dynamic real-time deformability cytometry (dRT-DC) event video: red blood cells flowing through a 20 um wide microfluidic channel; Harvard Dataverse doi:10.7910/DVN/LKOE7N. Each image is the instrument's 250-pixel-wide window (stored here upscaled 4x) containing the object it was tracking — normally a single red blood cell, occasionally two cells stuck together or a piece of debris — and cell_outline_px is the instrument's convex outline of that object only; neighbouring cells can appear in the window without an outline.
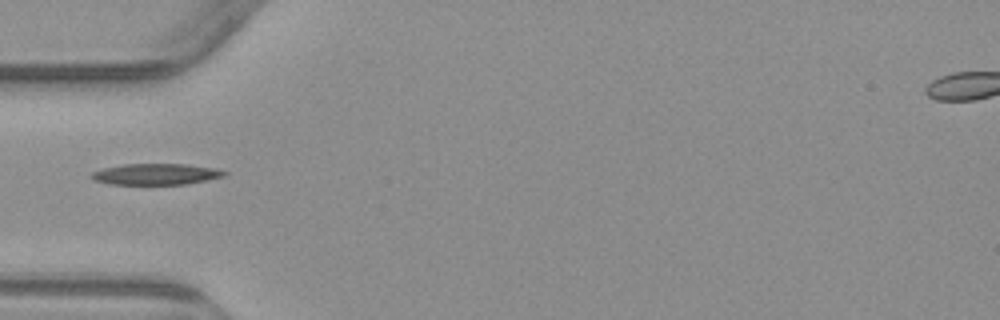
{"species": "common noctule bat (a hibernating species)", "species_latin": "Nyctalus noctula", "temperature_condition": "warm", "stored_images_in_passage": 1, "camera_frame_rate_fps": 3000, "um_per_image_px": 0.085, "animal": {"sex": "male", "body_mass_g": 23.1, "forearm_length_mm": 52.7}, "frame": {"image": 1, "passage_image": 1, "time_ms": 0.0, "image_size_px": [1000, 320], "cell_outline_px": [[228, 172], [224, 176], [208, 180], [184, 184], [108, 184], [92, 180], [88, 176], [92, 172], [104, 168], [124, 164], [184, 164], [216, 168]], "centroid_in_image_um": [13.22, 14.8], "position_along_channel_um": 71.8, "area_um2": 16.42}}